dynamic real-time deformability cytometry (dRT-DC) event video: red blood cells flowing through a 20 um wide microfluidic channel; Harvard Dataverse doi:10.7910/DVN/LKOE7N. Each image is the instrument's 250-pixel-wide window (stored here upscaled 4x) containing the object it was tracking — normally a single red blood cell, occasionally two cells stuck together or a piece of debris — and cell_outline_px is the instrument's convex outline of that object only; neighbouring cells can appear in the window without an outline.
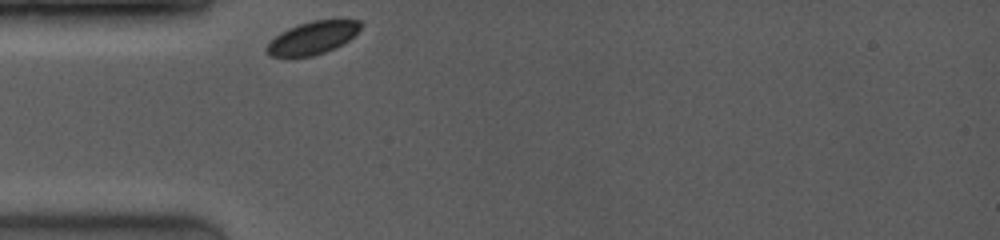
{"species": "common noctule bat (a hibernating species)", "species_latin": "Nyctalus noctula", "temperature_condition": "room temperature", "stored_images_in_passage": 38, "camera_frame_rate_fps": 4000, "um_per_image_px": 0.085, "animal": {"sex": "female", "body_mass_g": 19.0, "forearm_length_mm": 53.3}, "frame": {"image": 1, "passage_image": 1, "time_ms": 0.0, "image_size_px": [1000, 240], "cell_outline_px": [[360, 28], [348, 40], [324, 52], [312, 56], [272, 56], [264, 48], [280, 32], [288, 28], [312, 20], [360, 20]], "centroid_in_image_um": [26.54, 3.2], "position_along_channel_um": 58.5, "area_um2": 17.34}}
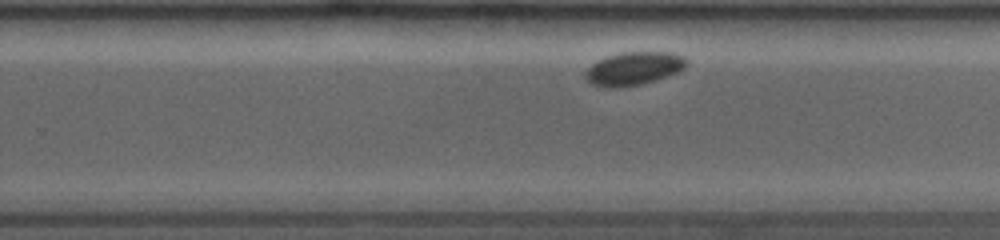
{"frame": {"image": 2, "passage_image": 25, "time_ms": 6.0, "image_size_px": [1000, 240], "cell_outline_px": [[688, 64], [684, 68], [676, 72], [640, 84], [608, 88], [592, 84], [584, 76], [588, 68], [592, 64], [608, 56], [620, 52], [672, 52], [684, 56], [688, 60]], "centroid_in_image_um": [53.88, 5.8], "position_along_channel_um": 275.9, "area_um2": 19.19}}
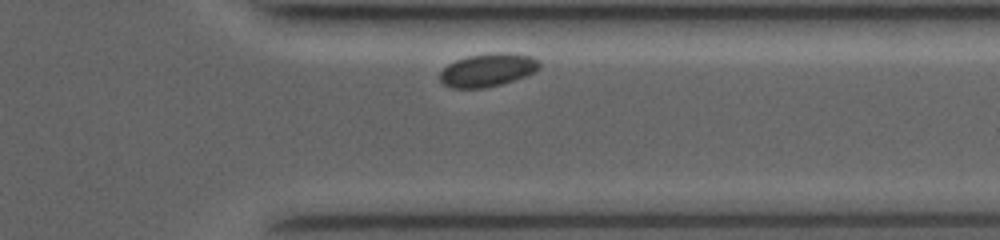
{"frame": {"image": 3, "passage_image": 35, "time_ms": 8.5, "image_size_px": [1000, 240], "cell_outline_px": [[540, 68], [524, 76], [500, 84], [480, 88], [452, 88], [444, 84], [440, 80], [440, 72], [448, 64], [456, 60], [468, 56], [496, 52], [508, 52], [532, 56], [540, 60]], "centroid_in_image_um": [41.46, 5.93], "position_along_channel_um": 369.9, "area_um2": 19.07}}